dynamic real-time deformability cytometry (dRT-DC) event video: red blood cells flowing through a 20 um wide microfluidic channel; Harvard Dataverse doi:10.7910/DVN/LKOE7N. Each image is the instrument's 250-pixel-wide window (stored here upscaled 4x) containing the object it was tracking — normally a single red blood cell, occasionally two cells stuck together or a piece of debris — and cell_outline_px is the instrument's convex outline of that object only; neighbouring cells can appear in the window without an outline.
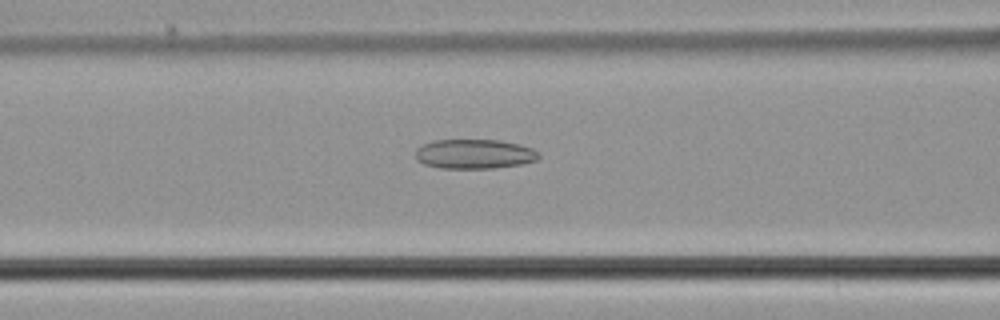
{"species": "common noctule bat (a hibernating species)", "species_latin": "Nyctalus noctula", "temperature_condition": "cold", "stored_images_in_passage": 55, "camera_frame_rate_fps": 3000, "um_per_image_px": 0.085, "animal": {"sex": "male", "body_mass_g": 21.5, "forearm_length_mm": 52.0}, "frame": {"image": 1, "passage_image": 23, "time_ms": 7.333, "image_size_px": [1000, 320], "cell_outline_px": [[540, 156], [536, 160], [520, 164], [496, 168], [440, 168], [424, 164], [416, 160], [416, 148], [432, 140], [500, 140], [520, 144], [532, 148], [540, 152]], "centroid_in_image_um": [40.33, 13.08], "position_along_channel_um": 126.3, "area_um2": 21.33}}
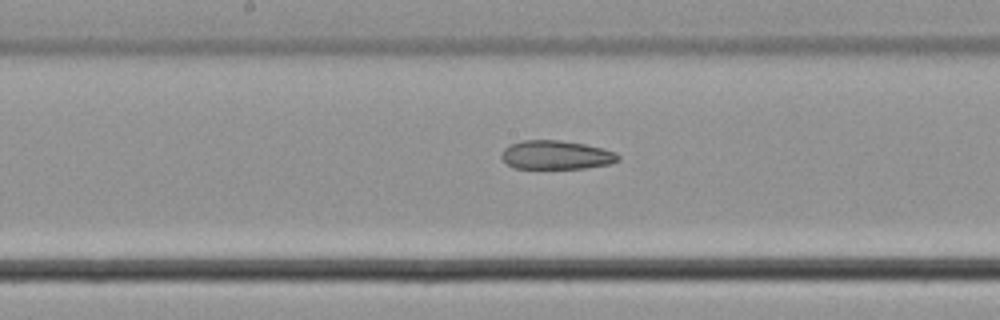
{"frame": {"image": 2, "passage_image": 29, "time_ms": 9.333, "image_size_px": [1000, 320], "cell_outline_px": [[620, 160], [608, 164], [584, 168], [512, 168], [500, 156], [504, 148], [512, 144], [524, 140], [560, 140], [584, 144], [616, 152], [620, 156]], "centroid_in_image_um": [47.27, 13.17], "position_along_channel_um": 200.9, "area_um2": 19.42}}
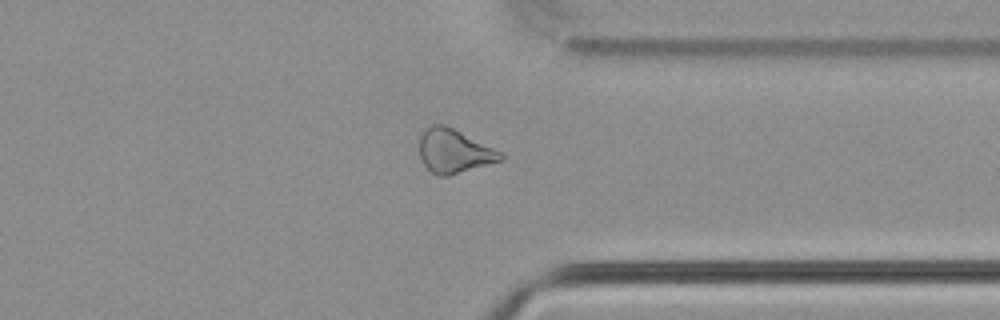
{"frame": {"image": 3, "passage_image": 43, "time_ms": 14.0, "image_size_px": [1000, 320], "cell_outline_px": [[504, 160], [452, 176], [436, 176], [424, 164], [420, 156], [420, 132], [424, 128], [432, 124], [444, 124], [504, 152]], "centroid_in_image_um": [38.63, 12.85], "position_along_channel_um": 372.8, "area_um2": 21.21}, "authors_computed_cell_mechanics": {"area_um2": 23.0622, "velocity_mm_per_s": 3.736, "shape_relaxation_time_tau1_ms": null, "shape_relaxation_time_tau2_ms": 9.8174, "deformation_change_tau1": null, "deformation_change_tau2": 0.2035}}